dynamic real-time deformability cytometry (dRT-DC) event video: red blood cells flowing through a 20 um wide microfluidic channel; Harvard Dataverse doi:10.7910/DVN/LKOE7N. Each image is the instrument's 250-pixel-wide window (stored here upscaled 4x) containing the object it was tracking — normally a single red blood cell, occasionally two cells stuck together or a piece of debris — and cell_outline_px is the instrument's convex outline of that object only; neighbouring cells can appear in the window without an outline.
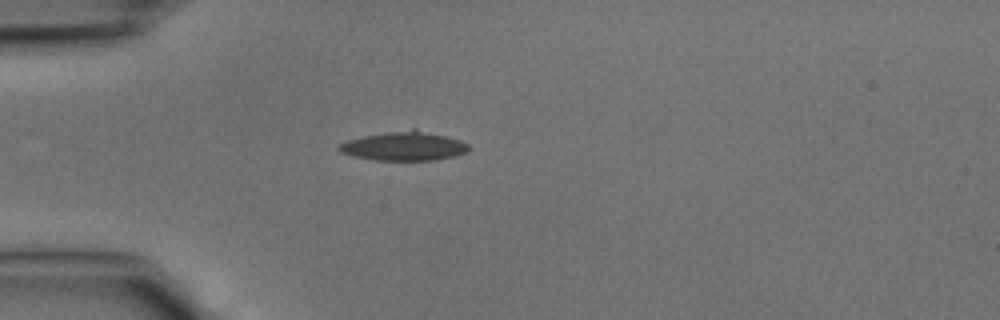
{"species": "common noctule bat (a hibernating species)", "species_latin": "Nyctalus noctula", "temperature_condition": "cold", "stored_images_in_passage": 28, "camera_frame_rate_fps": 3000, "um_per_image_px": 0.085, "animal": {"sex": "male", "body_mass_g": 15.6}, "frame": {"image": 1, "passage_image": 1, "time_ms": 0.0, "image_size_px": [1000, 320], "cell_outline_px": [[468, 152], [456, 156], [436, 160], [376, 160], [356, 156], [340, 152], [336, 148], [336, 144], [348, 140], [364, 136], [412, 128], [416, 128], [460, 140], [468, 144]], "centroid_in_image_um": [34.35, 12.41], "position_along_channel_um": 50.6, "area_um2": 21.96}}
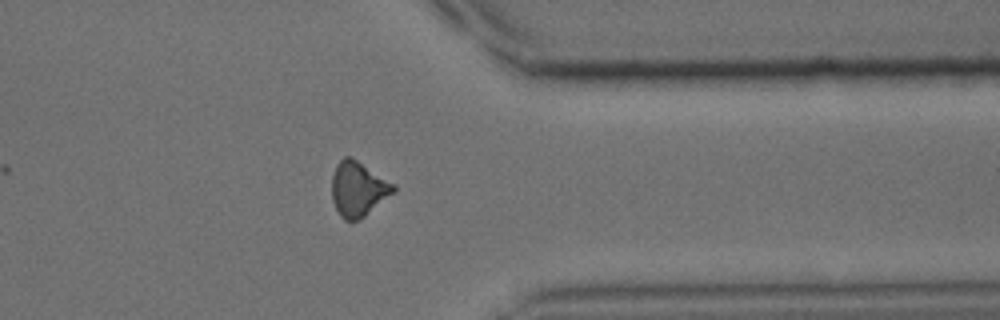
{"frame": {"image": 2, "passage_image": 23, "time_ms": 7.333, "image_size_px": [1000, 320], "cell_outline_px": [[396, 192], [364, 216], [356, 220], [344, 220], [340, 216], [332, 200], [332, 176], [336, 164], [344, 156], [352, 156], [396, 184]], "centroid_in_image_um": [30.47, 16.03], "position_along_channel_um": 380.9, "area_um2": 19.94}}
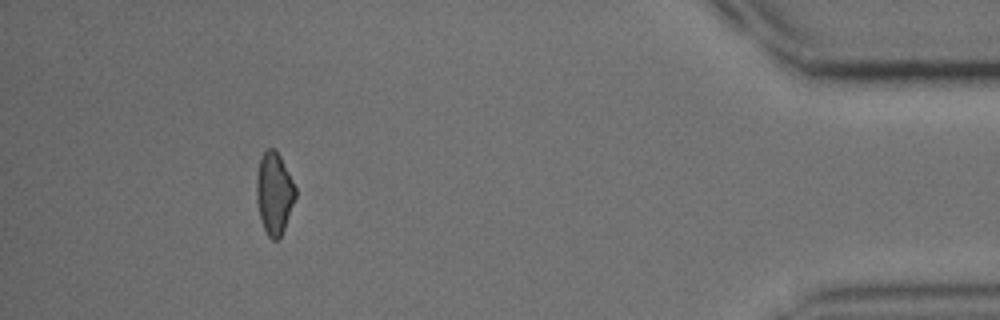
{"frame": {"image": 3, "passage_image": 28, "time_ms": 9.0, "image_size_px": [1000, 320], "cell_outline_px": [[296, 196], [280, 240], [272, 240], [268, 236], [260, 220], [256, 200], [256, 180], [260, 156], [268, 148], [276, 148], [296, 188]], "centroid_in_image_um": [23.29, 16.44], "position_along_channel_um": 411.9, "area_um2": 18.73}}